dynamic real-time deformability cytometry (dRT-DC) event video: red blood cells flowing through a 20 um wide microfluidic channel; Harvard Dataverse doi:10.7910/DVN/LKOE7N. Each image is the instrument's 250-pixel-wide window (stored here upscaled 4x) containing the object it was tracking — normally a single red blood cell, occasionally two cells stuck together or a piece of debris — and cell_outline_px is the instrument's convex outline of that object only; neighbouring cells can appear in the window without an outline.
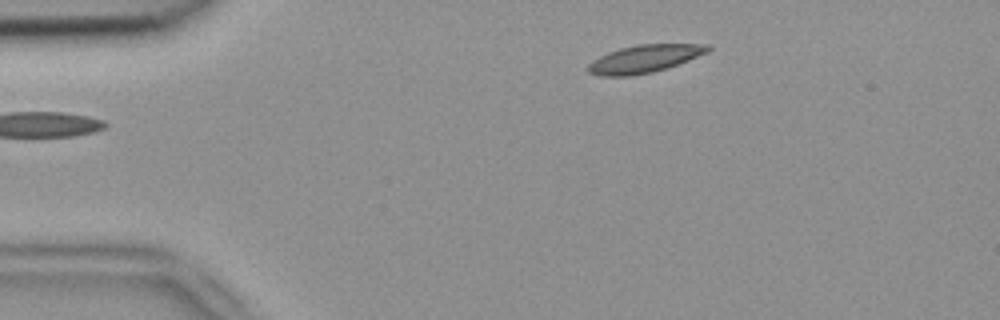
{"species": "common noctule bat (a hibernating species)", "species_latin": "Nyctalus noctula", "temperature_condition": "room temperature", "stored_images_in_passage": 5, "camera_frame_rate_fps": 3000, "um_per_image_px": 0.085, "animal": {"sex": "female", "body_mass_g": 18.4}, "frame": {"image": 1, "passage_image": 5, "time_ms": 1.333, "image_size_px": [1000, 320], "cell_outline_px": [[712, 48], [708, 52], [668, 68], [652, 72], [632, 76], [600, 76], [588, 72], [588, 64], [592, 60], [608, 52], [620, 48], [640, 44], [712, 44]], "centroid_in_image_um": [54.79, 5.0], "position_along_channel_um": 30.2, "area_um2": 19.42}}